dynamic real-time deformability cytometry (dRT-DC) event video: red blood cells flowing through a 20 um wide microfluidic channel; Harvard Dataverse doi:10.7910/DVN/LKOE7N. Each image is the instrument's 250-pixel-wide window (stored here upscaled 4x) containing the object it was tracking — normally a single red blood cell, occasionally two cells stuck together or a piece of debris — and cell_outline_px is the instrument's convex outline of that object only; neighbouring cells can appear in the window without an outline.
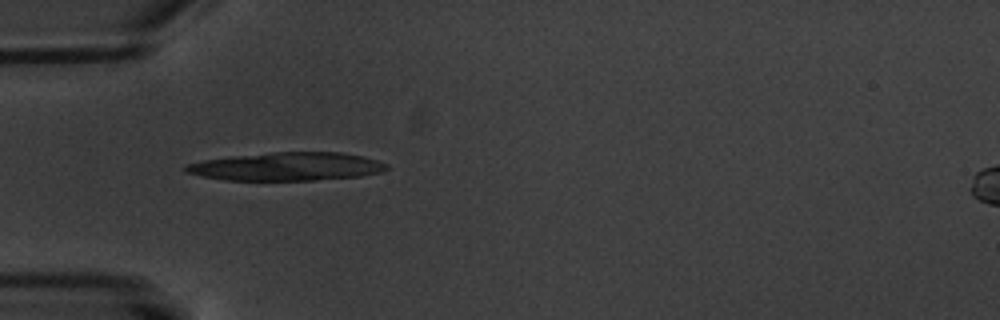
{"species": "common noctule bat (a hibernating species)", "species_latin": "Nyctalus noctula", "temperature_condition": "warm", "stored_images_in_passage": 5, "camera_frame_rate_fps": 3000, "um_per_image_px": 0.085, "animal": {"sex": "male", "body_mass_g": 20.1, "forearm_length_mm": 53.5}, "frame": {"image": 1, "passage_image": 3, "time_ms": 2.333, "image_size_px": [1000, 320], "cell_outline_px": [[388, 168], [384, 172], [360, 176], [316, 180], [224, 180], [200, 176], [184, 172], [180, 168], [184, 164], [204, 160], [232, 156], [272, 152], [340, 152], [364, 156], [388, 164]], "centroid_in_image_um": [24.34, 14.15], "position_along_channel_um": 60.7, "area_um2": 33.41}}